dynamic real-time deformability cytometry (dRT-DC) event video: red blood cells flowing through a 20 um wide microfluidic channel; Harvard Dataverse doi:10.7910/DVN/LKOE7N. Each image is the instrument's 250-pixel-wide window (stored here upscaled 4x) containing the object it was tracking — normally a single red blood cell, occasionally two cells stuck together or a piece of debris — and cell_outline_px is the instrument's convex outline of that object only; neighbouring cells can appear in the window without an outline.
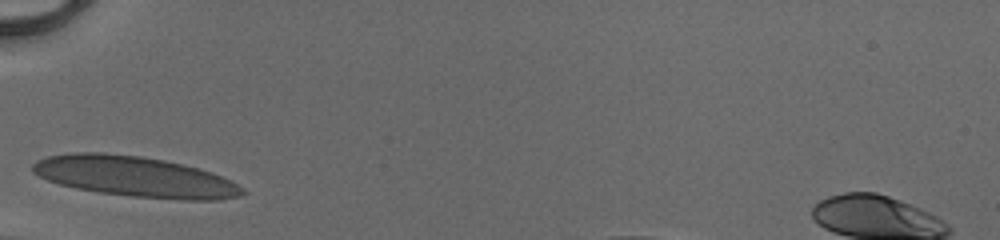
{"species": "human", "species_latin": "Homo sapiens", "temperature_condition": "cold", "stored_images_in_passage": 24, "camera_frame_rate_fps": 3000, "um_per_image_px": 0.085, "donor": {"sex": "male"}, "frame": {"image": 1, "passage_image": 1, "time_ms": 0.0, "image_size_px": [1000, 240], "cell_outline_px": [[248, 192], [240, 196], [216, 200], [180, 200], [132, 196], [100, 192], [76, 188], [60, 184], [48, 180], [32, 172], [32, 164], [36, 160], [48, 156], [76, 152], [104, 152], [140, 156], [164, 160], [200, 168], [212, 172], [244, 188]], "centroid_in_image_um": [11.48, 15.01], "position_along_channel_um": 73.5, "area_um2": 49.42}}
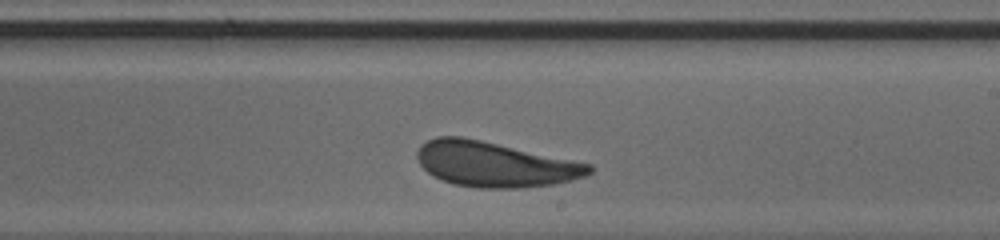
{"frame": {"image": 2, "passage_image": 14, "time_ms": 4.333, "image_size_px": [1000, 240], "cell_outline_px": [[596, 168], [592, 172], [584, 176], [572, 180], [552, 184], [524, 188], [476, 188], [452, 184], [440, 180], [432, 176], [420, 164], [416, 156], [416, 152], [420, 144], [436, 136], [460, 136], [480, 140], [592, 164]], "centroid_in_image_um": [42.03, 13.97], "position_along_channel_um": 247.0, "area_um2": 45.43}}
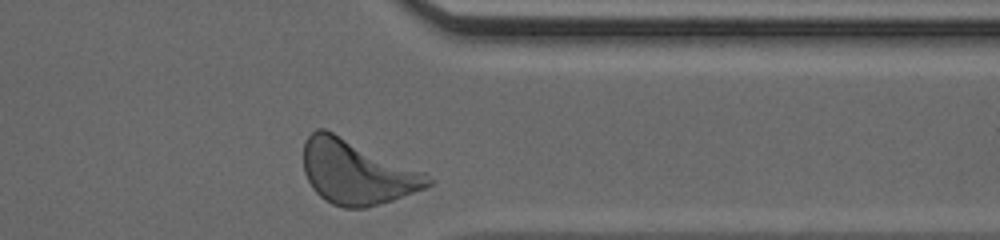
{"frame": {"image": 3, "passage_image": 24, "time_ms": 7.667, "image_size_px": [1000, 240], "cell_outline_px": [[436, 180], [432, 184], [424, 188], [392, 200], [364, 208], [344, 208], [332, 204], [324, 200], [312, 188], [304, 172], [304, 140], [316, 128], [324, 128], [428, 172]], "centroid_in_image_um": [30.36, 14.62], "position_along_channel_um": 381.0, "area_um2": 47.05}, "authors_computed_cell_mechanics": {"area_um2": 45.2863, "velocity_mm_per_s": 4.0501, "shape_relaxation_time_tau1_ms": 2.2486, "shape_relaxation_time_tau2_ms": 0.7958, "deformation_change_tau1": 0.1219, "deformation_change_tau2": 0.0708}}